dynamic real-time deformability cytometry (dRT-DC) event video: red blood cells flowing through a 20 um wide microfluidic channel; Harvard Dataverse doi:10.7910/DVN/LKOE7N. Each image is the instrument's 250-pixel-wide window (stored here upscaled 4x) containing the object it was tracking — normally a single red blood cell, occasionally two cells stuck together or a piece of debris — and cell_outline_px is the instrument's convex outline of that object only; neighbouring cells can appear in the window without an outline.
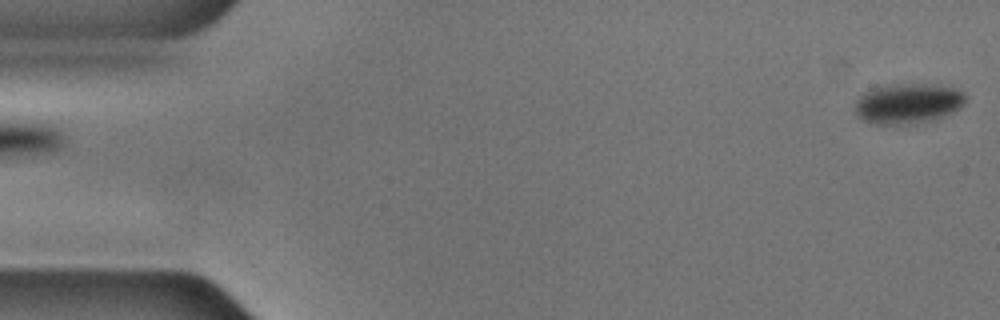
{"species": "common noctule bat (a hibernating species)", "species_latin": "Nyctalus noctula", "temperature_condition": "cold", "stored_images_in_passage": 4, "camera_frame_rate_fps": 3000, "um_per_image_px": 0.085, "animal": {"sex": "male", "body_mass_g": 17.9, "forearm_length_mm": 54.2}, "frame": {"image": 1, "passage_image": 1, "time_ms": 0.0, "image_size_px": [1000, 320], "cell_outline_px": [[968, 96], [964, 104], [960, 108], [944, 116], [932, 120], [916, 124], [876, 124], [864, 120], [856, 116], [856, 100], [864, 92], [872, 88], [884, 84], [936, 84], [956, 88], [964, 92]], "centroid_in_image_um": [77.21, 8.78], "position_along_channel_um": 7.8, "area_um2": 26.36}}